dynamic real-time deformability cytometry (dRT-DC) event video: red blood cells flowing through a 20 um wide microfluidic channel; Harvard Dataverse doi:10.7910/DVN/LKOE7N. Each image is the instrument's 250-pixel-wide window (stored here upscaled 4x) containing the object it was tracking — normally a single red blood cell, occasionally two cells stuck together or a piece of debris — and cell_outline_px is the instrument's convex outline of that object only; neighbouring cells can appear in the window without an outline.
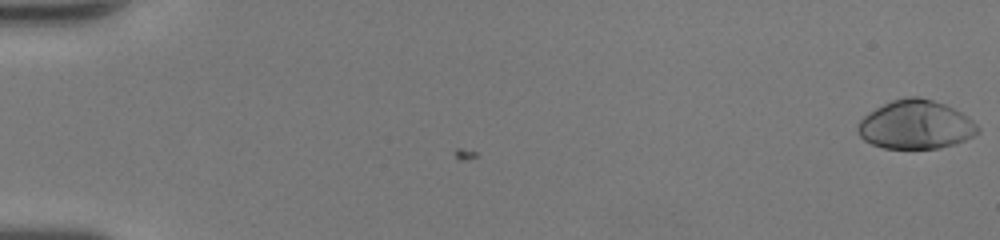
{"species": "human", "species_latin": "Homo sapiens", "temperature_condition": "room temperature", "stored_images_in_passage": 50, "camera_frame_rate_fps": 3000, "um_per_image_px": 0.085, "donor": {"sex": "female"}, "frame": {"image": 1, "passage_image": 1, "time_ms": 0.0, "image_size_px": [1000, 240], "cell_outline_px": [[980, 132], [956, 144], [940, 148], [884, 148], [872, 144], [864, 140], [856, 132], [856, 124], [864, 116], [876, 108], [892, 100], [908, 96], [920, 96], [944, 104], [960, 112], [972, 120], [980, 128]], "centroid_in_image_um": [77.81, 10.6], "position_along_channel_um": 7.2, "area_um2": 34.04}}
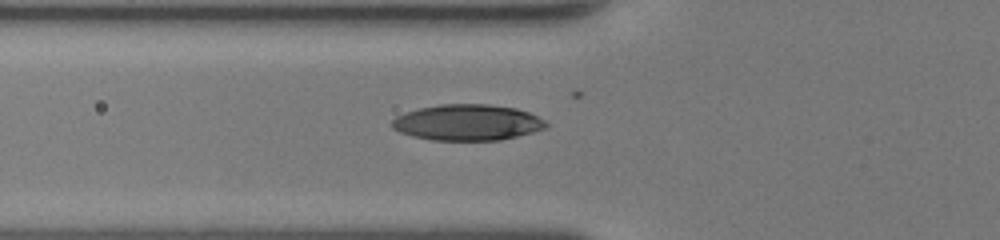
{"frame": {"image": 2, "passage_image": 20, "time_ms": 6.333, "image_size_px": [1000, 240], "cell_outline_px": [[548, 128], [500, 140], [432, 140], [412, 136], [400, 132], [392, 128], [388, 124], [396, 116], [404, 112], [420, 108], [440, 104], [488, 104], [516, 108], [528, 112], [544, 120], [548, 124]], "centroid_in_image_um": [39.7, 10.41], "position_along_channel_um": 86.1, "area_um2": 32.43}}
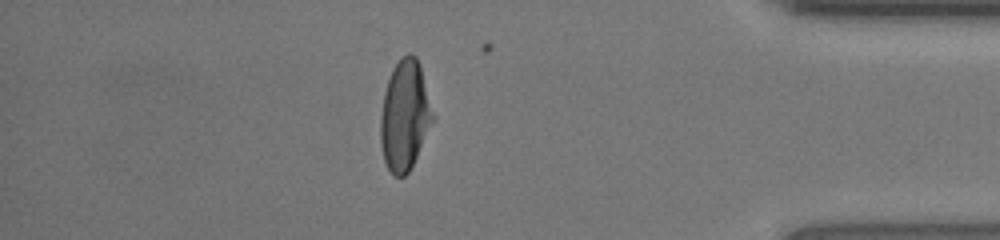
{"frame": {"image": 3, "passage_image": 44, "time_ms": 14.333, "image_size_px": [1000, 240], "cell_outline_px": [[436, 120], [408, 172], [404, 176], [396, 176], [388, 168], [384, 160], [380, 144], [380, 116], [384, 92], [392, 68], [400, 56], [408, 52], [412, 52], [416, 56], [420, 64]], "centroid_in_image_um": [34.42, 9.77], "position_along_channel_um": 400.8, "area_um2": 34.04}, "authors_computed_cell_mechanics": {"area_um2": 32.8015, "velocity_mm_per_s": 4.3284, "shape_relaxation_time_tau1_ms": 4.0031, "shape_relaxation_time_tau2_ms": 1.198, "deformation_change_tau1": 0.2055, "deformation_change_tau2": 0.044}}